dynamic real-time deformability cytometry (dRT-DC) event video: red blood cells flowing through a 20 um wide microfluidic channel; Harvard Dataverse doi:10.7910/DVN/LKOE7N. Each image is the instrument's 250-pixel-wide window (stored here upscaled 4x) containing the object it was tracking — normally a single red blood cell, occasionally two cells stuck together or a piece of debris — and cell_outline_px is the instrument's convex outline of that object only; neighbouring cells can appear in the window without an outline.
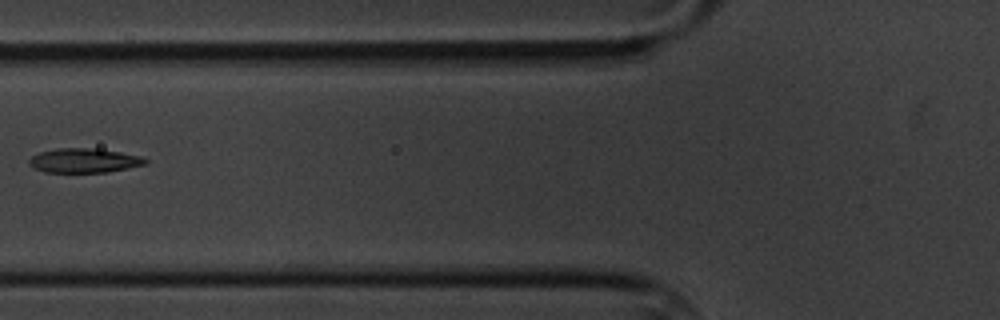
{"species": "common noctule bat (a hibernating species)", "species_latin": "Nyctalus noctula", "temperature_condition": "cold", "stored_images_in_passage": 5, "camera_frame_rate_fps": 3000, "um_per_image_px": 0.085, "animal": {"sex": "male", "body_mass_g": 20.1, "forearm_length_mm": 53.5}, "frame": {"image": 1, "passage_image": 5, "time_ms": 4.333, "image_size_px": [1000, 320], "cell_outline_px": [[148, 164], [108, 172], [44, 172], [32, 168], [28, 164], [28, 160], [32, 156], [40, 152], [56, 148], [88, 148], [120, 152], [140, 156], [148, 160]], "centroid_in_image_um": [7.12, 13.65], "position_along_channel_um": 118.7, "area_um2": 16.53}}